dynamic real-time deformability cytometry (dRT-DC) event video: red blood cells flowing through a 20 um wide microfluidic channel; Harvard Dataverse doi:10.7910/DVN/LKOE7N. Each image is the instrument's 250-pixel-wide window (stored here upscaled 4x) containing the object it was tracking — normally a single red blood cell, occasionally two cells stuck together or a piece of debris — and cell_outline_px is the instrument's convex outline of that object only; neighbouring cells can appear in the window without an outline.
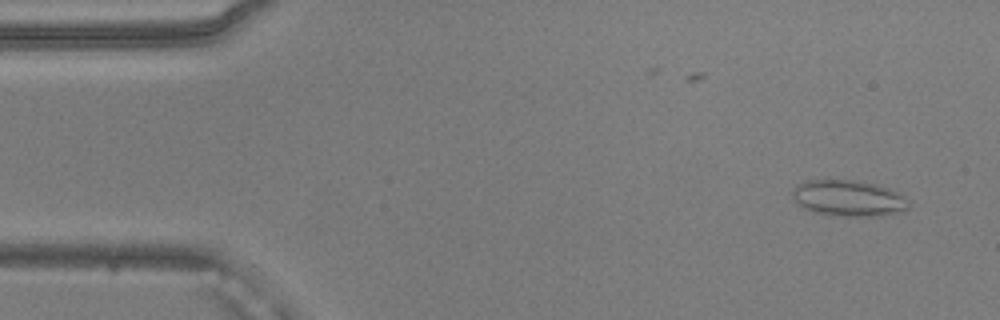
{"species": "common noctule bat (a hibernating species)", "species_latin": "Nyctalus noctula", "temperature_condition": "warm", "stored_images_in_passage": 51, "camera_frame_rate_fps": 3000, "um_per_image_px": 0.085, "animal": {"sex": "male", "body_mass_g": 20.5, "forearm_length_mm": 52.5}, "frame": {"image": 1, "passage_image": 3, "time_ms": 0.667, "image_size_px": [1000, 320], "cell_outline_px": [[908, 208], [896, 212], [876, 216], [836, 216], [816, 212], [804, 208], [792, 200], [792, 192], [804, 180], [856, 180], [876, 184], [888, 188], [904, 196], [908, 200]], "centroid_in_image_um": [72.1, 16.84], "position_along_channel_um": 12.9, "area_um2": 24.28}}
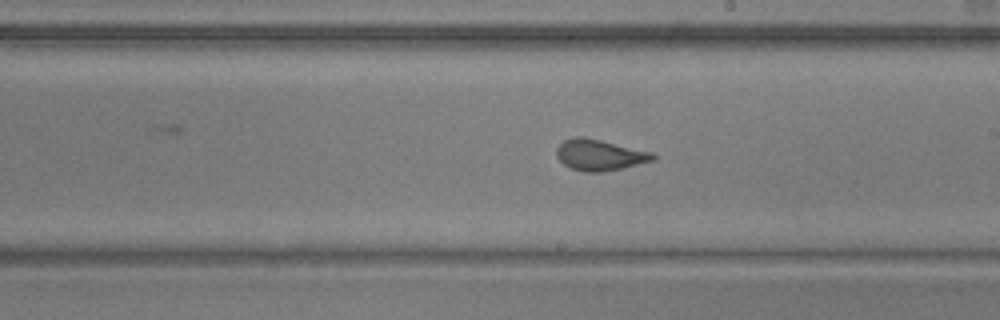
{"frame": {"image": 2, "passage_image": 28, "time_ms": 9.0, "image_size_px": [1000, 320], "cell_outline_px": [[656, 160], [624, 168], [600, 172], [584, 172], [568, 168], [556, 156], [556, 148], [564, 140], [576, 136], [584, 136], [652, 152], [656, 156]], "centroid_in_image_um": [50.96, 13.18], "position_along_channel_um": 238.0, "area_um2": 17.63}}
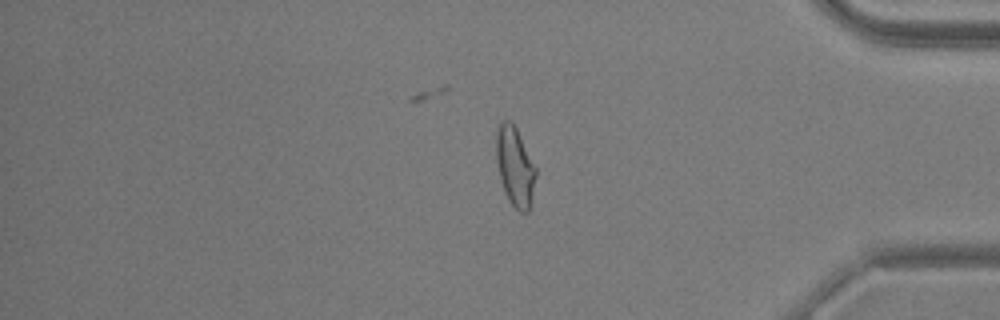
{"frame": {"image": 3, "passage_image": 42, "time_ms": 13.667, "image_size_px": [1000, 320], "cell_outline_px": [[536, 176], [528, 212], [520, 212], [508, 200], [500, 176], [496, 160], [496, 132], [500, 120], [512, 120], [536, 168]], "centroid_in_image_um": [43.76, 14.1], "position_along_channel_um": 391.4, "area_um2": 18.03}}